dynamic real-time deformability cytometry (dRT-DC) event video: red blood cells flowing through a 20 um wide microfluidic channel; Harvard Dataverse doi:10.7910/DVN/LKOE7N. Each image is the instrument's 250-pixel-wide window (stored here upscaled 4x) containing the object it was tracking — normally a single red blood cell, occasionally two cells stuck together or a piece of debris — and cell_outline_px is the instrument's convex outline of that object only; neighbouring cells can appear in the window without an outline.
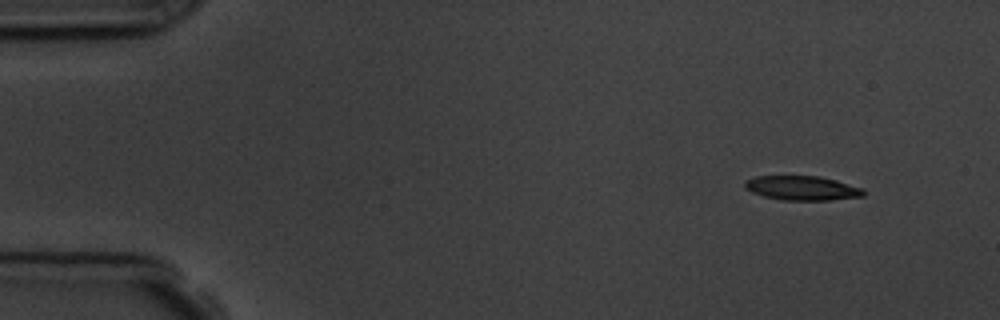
{"species": "common noctule bat (a hibernating species)", "species_latin": "Nyctalus noctula", "temperature_condition": "room temperature", "stored_images_in_passage": 4, "camera_frame_rate_fps": 3000, "um_per_image_px": 0.085, "animal": {"sex": "male", "body_mass_g": 19.5, "forearm_length_mm": 54.6}, "frame": {"image": 1, "passage_image": 4, "time_ms": 5.333, "image_size_px": [1000, 320], "cell_outline_px": [[864, 196], [832, 200], [780, 200], [764, 196], [752, 192], [744, 188], [744, 180], [756, 176], [820, 176], [836, 180], [864, 188]], "centroid_in_image_um": [68.18, 15.98], "position_along_channel_um": 16.8, "area_um2": 16.99}}